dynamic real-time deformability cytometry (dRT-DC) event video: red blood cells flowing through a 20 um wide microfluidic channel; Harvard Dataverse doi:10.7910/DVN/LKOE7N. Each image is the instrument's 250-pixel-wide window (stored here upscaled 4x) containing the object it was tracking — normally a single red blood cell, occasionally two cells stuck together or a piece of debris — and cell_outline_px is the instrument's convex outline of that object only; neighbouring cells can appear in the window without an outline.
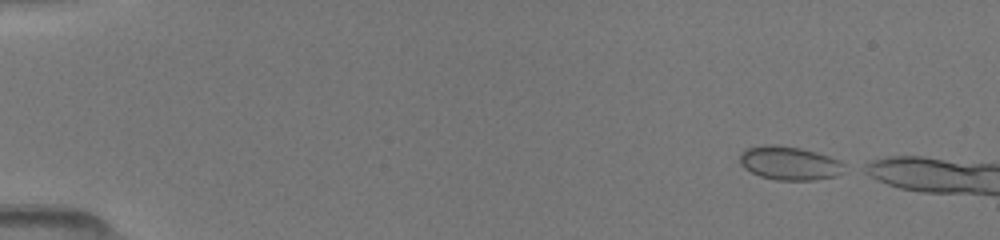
{"species": "common noctule bat (a hibernating species)", "species_latin": "Nyctalus noctula", "temperature_condition": "room temperature", "stored_images_in_passage": 8, "camera_frame_rate_fps": 3000, "um_per_image_px": 0.085, "animal": {"sex": "female", "body_mass_g": 19.5, "forearm_length_mm": 54.1}, "frame": {"image": 1, "passage_image": 1, "time_ms": 0.0, "image_size_px": [1000, 240], "cell_outline_px": [[848, 164], [836, 176], [812, 180], [776, 180], [760, 176], [744, 168], [740, 164], [740, 152], [748, 148], [764, 144], [780, 144], [800, 148], [816, 152], [840, 160]], "centroid_in_image_um": [67.1, 13.85], "position_along_channel_um": 17.9, "area_um2": 20.63}}